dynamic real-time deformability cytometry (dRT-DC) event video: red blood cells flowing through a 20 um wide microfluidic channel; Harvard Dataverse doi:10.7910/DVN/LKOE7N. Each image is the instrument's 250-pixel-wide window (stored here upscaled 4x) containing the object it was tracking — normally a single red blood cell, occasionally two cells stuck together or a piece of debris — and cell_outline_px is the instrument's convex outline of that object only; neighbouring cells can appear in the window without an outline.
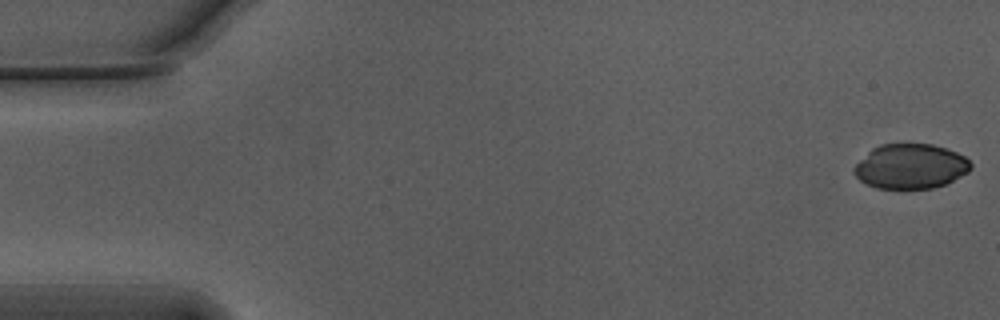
{"species": "Egyptian fruit bat (a non-hibernating species)", "species_latin": "Rousettus aegyptiacus", "temperature_condition": "warm", "stored_images_in_passage": 55, "camera_frame_rate_fps": 3000, "um_per_image_px": 0.085, "animal": {"sex": "male"}, "frame": {"image": 1, "passage_image": 1, "time_ms": 0.0, "image_size_px": [1000, 320], "cell_outline_px": [[972, 168], [968, 172], [944, 184], [932, 188], [876, 188], [860, 180], [852, 172], [852, 168], [872, 148], [880, 144], [932, 144], [956, 152], [964, 156], [972, 164]], "centroid_in_image_um": [77.38, 14.13], "position_along_channel_um": 7.6, "area_um2": 30.23}}
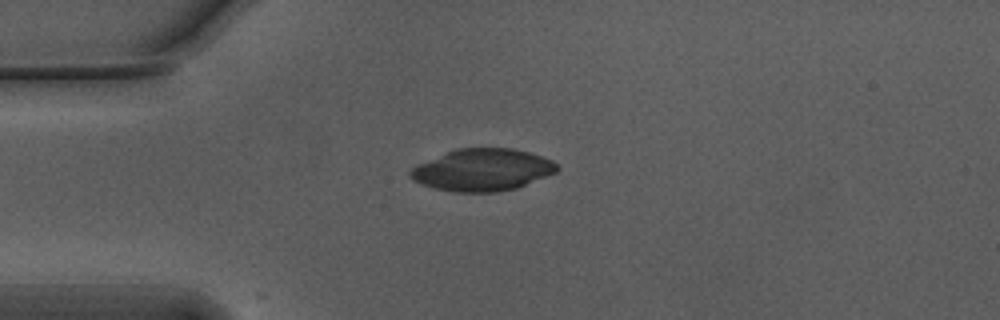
{"frame": {"image": 2, "passage_image": 14, "time_ms": 4.333, "image_size_px": [1000, 320], "cell_outline_px": [[560, 168], [556, 172], [516, 188], [496, 192], [456, 192], [432, 188], [420, 184], [412, 180], [408, 176], [408, 172], [416, 164], [456, 148], [512, 148], [528, 152], [552, 160]], "centroid_in_image_um": [40.95, 14.44], "position_along_channel_um": 44.1, "area_um2": 36.07}}
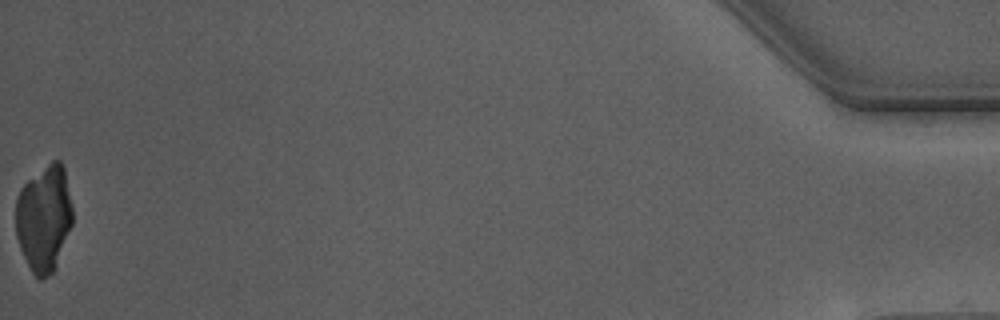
{"frame": {"image": 3, "passage_image": 55, "time_ms": 18.0, "image_size_px": [1000, 320], "cell_outline_px": [[72, 224], [52, 272], [48, 276], [40, 280], [32, 272], [20, 248], [16, 236], [16, 200], [20, 188], [28, 180], [52, 160], [60, 160], [64, 164], [72, 208]], "centroid_in_image_um": [3.73, 18.51], "position_along_channel_um": 431.5, "area_um2": 34.91}}